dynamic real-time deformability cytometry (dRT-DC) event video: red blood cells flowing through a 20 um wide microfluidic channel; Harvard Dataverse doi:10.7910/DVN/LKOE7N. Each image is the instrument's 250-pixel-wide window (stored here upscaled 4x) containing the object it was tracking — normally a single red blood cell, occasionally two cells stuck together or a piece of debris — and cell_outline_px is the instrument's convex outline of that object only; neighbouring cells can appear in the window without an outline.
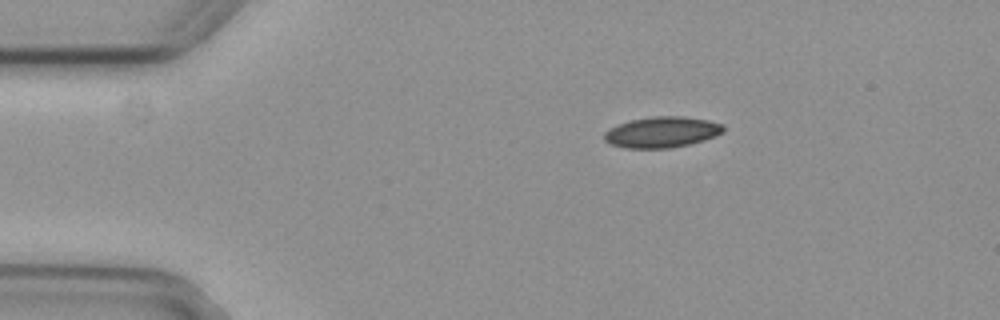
{"species": "common noctule bat (a hibernating species)", "species_latin": "Nyctalus noctula", "temperature_condition": "cold", "stored_images_in_passage": 2, "camera_frame_rate_fps": 3000, "um_per_image_px": 0.085, "animal": {"sex": "female", "body_mass_g": 29.2, "forearm_length_mm": 56.3}, "frame": {"image": 1, "passage_image": 1, "time_ms": 0.0, "image_size_px": [1000, 320], "cell_outline_px": [[724, 132], [716, 136], [704, 140], [688, 144], [668, 148], [624, 148], [612, 144], [604, 140], [604, 132], [628, 120], [652, 116], [684, 116], [708, 120], [724, 124]], "centroid_in_image_um": [56.29, 11.22], "position_along_channel_um": 28.7, "area_um2": 21.44}}